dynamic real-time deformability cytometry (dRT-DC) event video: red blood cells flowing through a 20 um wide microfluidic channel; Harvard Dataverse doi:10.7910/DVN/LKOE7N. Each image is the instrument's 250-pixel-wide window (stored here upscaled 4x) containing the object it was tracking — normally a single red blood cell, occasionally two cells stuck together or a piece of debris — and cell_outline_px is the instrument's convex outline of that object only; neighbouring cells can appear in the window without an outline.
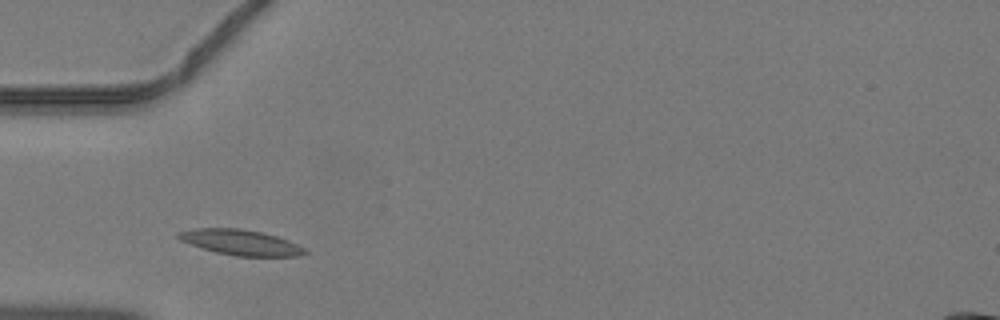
{"species": "common noctule bat (a hibernating species)", "species_latin": "Nyctalus noctula", "temperature_condition": "warm", "stored_images_in_passage": 34, "camera_frame_rate_fps": 3000, "um_per_image_px": 0.085, "animal": {"sex": "male", "body_mass_g": 19.2, "forearm_length_mm": 51.8}, "frame": {"image": 1, "passage_image": 4, "time_ms": 1.0, "image_size_px": [1000, 320], "cell_outline_px": [[308, 252], [300, 256], [236, 256], [216, 252], [200, 248], [180, 240], [176, 236], [176, 232], [196, 228], [240, 228], [264, 232], [288, 240], [304, 248]], "centroid_in_image_um": [20.43, 20.59], "position_along_channel_um": 64.6, "area_um2": 18.84}}
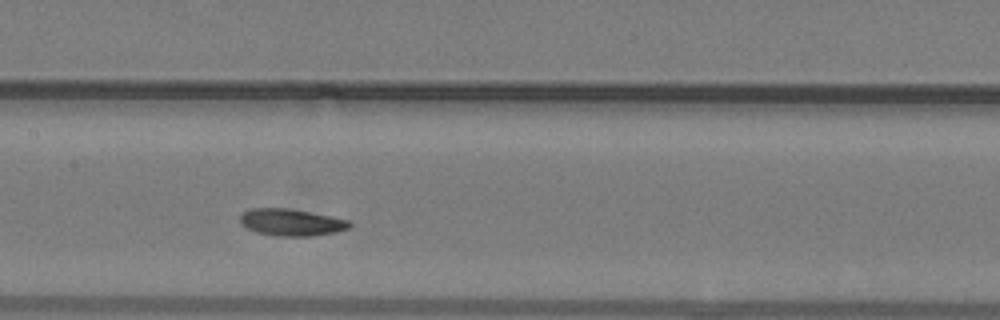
{"frame": {"image": 2, "passage_image": 12, "time_ms": 3.667, "image_size_px": [1000, 320], "cell_outline_px": [[352, 224], [348, 228], [336, 232], [312, 236], [276, 236], [256, 232], [240, 224], [240, 216], [244, 212], [252, 208], [288, 208], [348, 220]], "centroid_in_image_um": [24.73, 18.9], "position_along_channel_um": 182.7, "area_um2": 16.99}}
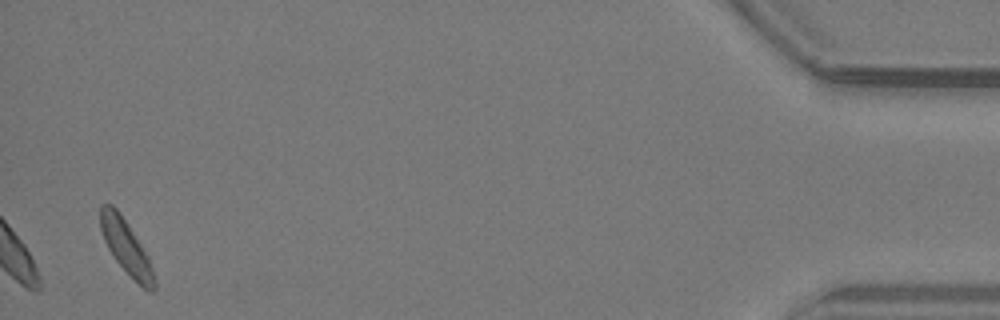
{"frame": {"image": 3, "passage_image": 34, "time_ms": 11.0, "image_size_px": [1000, 320], "cell_outline_px": [[156, 288], [152, 292], [148, 292], [112, 256], [104, 240], [100, 228], [100, 204], [112, 204], [120, 212], [128, 224], [148, 256], [156, 280]], "centroid_in_image_um": [10.72, 20.97], "position_along_channel_um": 424.5, "area_um2": 16.7}}